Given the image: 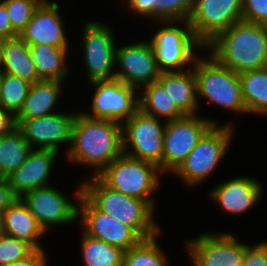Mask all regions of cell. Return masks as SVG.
<instances>
[{
	"instance_id": "16",
	"label": "cell",
	"mask_w": 267,
	"mask_h": 266,
	"mask_svg": "<svg viewBox=\"0 0 267 266\" xmlns=\"http://www.w3.org/2000/svg\"><path fill=\"white\" fill-rule=\"evenodd\" d=\"M117 63L122 69L115 71V78L136 89L157 81L161 74L149 41L119 47L115 53Z\"/></svg>"
},
{
	"instance_id": "8",
	"label": "cell",
	"mask_w": 267,
	"mask_h": 266,
	"mask_svg": "<svg viewBox=\"0 0 267 266\" xmlns=\"http://www.w3.org/2000/svg\"><path fill=\"white\" fill-rule=\"evenodd\" d=\"M167 122L140 109L123 124L124 154L156 165L162 173L163 139ZM132 150H128L129 147ZM128 150V151H127Z\"/></svg>"
},
{
	"instance_id": "28",
	"label": "cell",
	"mask_w": 267,
	"mask_h": 266,
	"mask_svg": "<svg viewBox=\"0 0 267 266\" xmlns=\"http://www.w3.org/2000/svg\"><path fill=\"white\" fill-rule=\"evenodd\" d=\"M32 149L17 127L0 137V177L6 178L17 170L27 160Z\"/></svg>"
},
{
	"instance_id": "35",
	"label": "cell",
	"mask_w": 267,
	"mask_h": 266,
	"mask_svg": "<svg viewBox=\"0 0 267 266\" xmlns=\"http://www.w3.org/2000/svg\"><path fill=\"white\" fill-rule=\"evenodd\" d=\"M243 20L267 25V0H243Z\"/></svg>"
},
{
	"instance_id": "4",
	"label": "cell",
	"mask_w": 267,
	"mask_h": 266,
	"mask_svg": "<svg viewBox=\"0 0 267 266\" xmlns=\"http://www.w3.org/2000/svg\"><path fill=\"white\" fill-rule=\"evenodd\" d=\"M197 95L234 112L247 113L239 74L223 66L212 55L196 58L193 66Z\"/></svg>"
},
{
	"instance_id": "31",
	"label": "cell",
	"mask_w": 267,
	"mask_h": 266,
	"mask_svg": "<svg viewBox=\"0 0 267 266\" xmlns=\"http://www.w3.org/2000/svg\"><path fill=\"white\" fill-rule=\"evenodd\" d=\"M30 85L27 80L3 73L0 105L16 116L23 107Z\"/></svg>"
},
{
	"instance_id": "3",
	"label": "cell",
	"mask_w": 267,
	"mask_h": 266,
	"mask_svg": "<svg viewBox=\"0 0 267 266\" xmlns=\"http://www.w3.org/2000/svg\"><path fill=\"white\" fill-rule=\"evenodd\" d=\"M83 184V193L103 212L131 227L142 239L161 232L154 222V209L145 201L125 196L106 186L97 176Z\"/></svg>"
},
{
	"instance_id": "9",
	"label": "cell",
	"mask_w": 267,
	"mask_h": 266,
	"mask_svg": "<svg viewBox=\"0 0 267 266\" xmlns=\"http://www.w3.org/2000/svg\"><path fill=\"white\" fill-rule=\"evenodd\" d=\"M214 125L218 124L197 117V114L167 121L163 139L162 173H173Z\"/></svg>"
},
{
	"instance_id": "18",
	"label": "cell",
	"mask_w": 267,
	"mask_h": 266,
	"mask_svg": "<svg viewBox=\"0 0 267 266\" xmlns=\"http://www.w3.org/2000/svg\"><path fill=\"white\" fill-rule=\"evenodd\" d=\"M56 2L43 0L33 13L32 19L19 33L28 45H50L68 48L63 22Z\"/></svg>"
},
{
	"instance_id": "15",
	"label": "cell",
	"mask_w": 267,
	"mask_h": 266,
	"mask_svg": "<svg viewBox=\"0 0 267 266\" xmlns=\"http://www.w3.org/2000/svg\"><path fill=\"white\" fill-rule=\"evenodd\" d=\"M76 114L52 113L34 119H15L17 128L35 149L59 152L61 144L72 142Z\"/></svg>"
},
{
	"instance_id": "38",
	"label": "cell",
	"mask_w": 267,
	"mask_h": 266,
	"mask_svg": "<svg viewBox=\"0 0 267 266\" xmlns=\"http://www.w3.org/2000/svg\"><path fill=\"white\" fill-rule=\"evenodd\" d=\"M19 34L12 28L11 20L9 18L5 4L0 2V37L4 39H11L17 37Z\"/></svg>"
},
{
	"instance_id": "42",
	"label": "cell",
	"mask_w": 267,
	"mask_h": 266,
	"mask_svg": "<svg viewBox=\"0 0 267 266\" xmlns=\"http://www.w3.org/2000/svg\"><path fill=\"white\" fill-rule=\"evenodd\" d=\"M4 44H5V39L0 37V66L2 61Z\"/></svg>"
},
{
	"instance_id": "2",
	"label": "cell",
	"mask_w": 267,
	"mask_h": 266,
	"mask_svg": "<svg viewBox=\"0 0 267 266\" xmlns=\"http://www.w3.org/2000/svg\"><path fill=\"white\" fill-rule=\"evenodd\" d=\"M205 48L211 49V55L223 66L238 74L264 68L267 66V25L236 22Z\"/></svg>"
},
{
	"instance_id": "6",
	"label": "cell",
	"mask_w": 267,
	"mask_h": 266,
	"mask_svg": "<svg viewBox=\"0 0 267 266\" xmlns=\"http://www.w3.org/2000/svg\"><path fill=\"white\" fill-rule=\"evenodd\" d=\"M231 123L214 125L192 149L187 158L173 172L187 185H197L210 176L226 155L233 134Z\"/></svg>"
},
{
	"instance_id": "24",
	"label": "cell",
	"mask_w": 267,
	"mask_h": 266,
	"mask_svg": "<svg viewBox=\"0 0 267 266\" xmlns=\"http://www.w3.org/2000/svg\"><path fill=\"white\" fill-rule=\"evenodd\" d=\"M0 69L31 84L41 80L36 73L29 45L19 36L5 39Z\"/></svg>"
},
{
	"instance_id": "21",
	"label": "cell",
	"mask_w": 267,
	"mask_h": 266,
	"mask_svg": "<svg viewBox=\"0 0 267 266\" xmlns=\"http://www.w3.org/2000/svg\"><path fill=\"white\" fill-rule=\"evenodd\" d=\"M3 232L29 243L34 249H42L39 238L46 231L20 198L2 213Z\"/></svg>"
},
{
	"instance_id": "22",
	"label": "cell",
	"mask_w": 267,
	"mask_h": 266,
	"mask_svg": "<svg viewBox=\"0 0 267 266\" xmlns=\"http://www.w3.org/2000/svg\"><path fill=\"white\" fill-rule=\"evenodd\" d=\"M158 81L184 115H196L198 107L194 70L161 72Z\"/></svg>"
},
{
	"instance_id": "14",
	"label": "cell",
	"mask_w": 267,
	"mask_h": 266,
	"mask_svg": "<svg viewBox=\"0 0 267 266\" xmlns=\"http://www.w3.org/2000/svg\"><path fill=\"white\" fill-rule=\"evenodd\" d=\"M236 240L230 233H206L187 240L193 266H242L248 245Z\"/></svg>"
},
{
	"instance_id": "20",
	"label": "cell",
	"mask_w": 267,
	"mask_h": 266,
	"mask_svg": "<svg viewBox=\"0 0 267 266\" xmlns=\"http://www.w3.org/2000/svg\"><path fill=\"white\" fill-rule=\"evenodd\" d=\"M261 190V184L254 178L238 177L217 186L211 196L228 214H241L255 206Z\"/></svg>"
},
{
	"instance_id": "43",
	"label": "cell",
	"mask_w": 267,
	"mask_h": 266,
	"mask_svg": "<svg viewBox=\"0 0 267 266\" xmlns=\"http://www.w3.org/2000/svg\"><path fill=\"white\" fill-rule=\"evenodd\" d=\"M4 234L2 225V216L0 215V237Z\"/></svg>"
},
{
	"instance_id": "30",
	"label": "cell",
	"mask_w": 267,
	"mask_h": 266,
	"mask_svg": "<svg viewBox=\"0 0 267 266\" xmlns=\"http://www.w3.org/2000/svg\"><path fill=\"white\" fill-rule=\"evenodd\" d=\"M158 236L142 239L137 245L124 251L121 266H167L165 253L157 244Z\"/></svg>"
},
{
	"instance_id": "19",
	"label": "cell",
	"mask_w": 267,
	"mask_h": 266,
	"mask_svg": "<svg viewBox=\"0 0 267 266\" xmlns=\"http://www.w3.org/2000/svg\"><path fill=\"white\" fill-rule=\"evenodd\" d=\"M57 154L53 150L33 148L27 160L6 177L17 198L34 189L49 186L48 180Z\"/></svg>"
},
{
	"instance_id": "44",
	"label": "cell",
	"mask_w": 267,
	"mask_h": 266,
	"mask_svg": "<svg viewBox=\"0 0 267 266\" xmlns=\"http://www.w3.org/2000/svg\"><path fill=\"white\" fill-rule=\"evenodd\" d=\"M3 72L0 69V93H1V81H2Z\"/></svg>"
},
{
	"instance_id": "41",
	"label": "cell",
	"mask_w": 267,
	"mask_h": 266,
	"mask_svg": "<svg viewBox=\"0 0 267 266\" xmlns=\"http://www.w3.org/2000/svg\"><path fill=\"white\" fill-rule=\"evenodd\" d=\"M16 127L15 116L0 105V137L7 135Z\"/></svg>"
},
{
	"instance_id": "37",
	"label": "cell",
	"mask_w": 267,
	"mask_h": 266,
	"mask_svg": "<svg viewBox=\"0 0 267 266\" xmlns=\"http://www.w3.org/2000/svg\"><path fill=\"white\" fill-rule=\"evenodd\" d=\"M128 5L135 13L158 20V0H130Z\"/></svg>"
},
{
	"instance_id": "13",
	"label": "cell",
	"mask_w": 267,
	"mask_h": 266,
	"mask_svg": "<svg viewBox=\"0 0 267 266\" xmlns=\"http://www.w3.org/2000/svg\"><path fill=\"white\" fill-rule=\"evenodd\" d=\"M83 48L89 83L96 80L115 79L114 35L107 25L88 22L83 28ZM113 71V72H112Z\"/></svg>"
},
{
	"instance_id": "39",
	"label": "cell",
	"mask_w": 267,
	"mask_h": 266,
	"mask_svg": "<svg viewBox=\"0 0 267 266\" xmlns=\"http://www.w3.org/2000/svg\"><path fill=\"white\" fill-rule=\"evenodd\" d=\"M7 178L0 177V215L16 200Z\"/></svg>"
},
{
	"instance_id": "25",
	"label": "cell",
	"mask_w": 267,
	"mask_h": 266,
	"mask_svg": "<svg viewBox=\"0 0 267 266\" xmlns=\"http://www.w3.org/2000/svg\"><path fill=\"white\" fill-rule=\"evenodd\" d=\"M38 77L41 80H57L63 82L69 72L66 65L67 48L50 45H29Z\"/></svg>"
},
{
	"instance_id": "32",
	"label": "cell",
	"mask_w": 267,
	"mask_h": 266,
	"mask_svg": "<svg viewBox=\"0 0 267 266\" xmlns=\"http://www.w3.org/2000/svg\"><path fill=\"white\" fill-rule=\"evenodd\" d=\"M43 0H3L12 28L19 34L32 19L33 13Z\"/></svg>"
},
{
	"instance_id": "26",
	"label": "cell",
	"mask_w": 267,
	"mask_h": 266,
	"mask_svg": "<svg viewBox=\"0 0 267 266\" xmlns=\"http://www.w3.org/2000/svg\"><path fill=\"white\" fill-rule=\"evenodd\" d=\"M247 113L267 114V66L239 74Z\"/></svg>"
},
{
	"instance_id": "11",
	"label": "cell",
	"mask_w": 267,
	"mask_h": 266,
	"mask_svg": "<svg viewBox=\"0 0 267 266\" xmlns=\"http://www.w3.org/2000/svg\"><path fill=\"white\" fill-rule=\"evenodd\" d=\"M80 202L78 215L81 213L84 233L107 244L126 251L137 245L142 238L129 226L101 211L84 193L83 185L75 195Z\"/></svg>"
},
{
	"instance_id": "1",
	"label": "cell",
	"mask_w": 267,
	"mask_h": 266,
	"mask_svg": "<svg viewBox=\"0 0 267 266\" xmlns=\"http://www.w3.org/2000/svg\"><path fill=\"white\" fill-rule=\"evenodd\" d=\"M121 123L76 114L68 160L93 166L98 176L114 159L123 154Z\"/></svg>"
},
{
	"instance_id": "23",
	"label": "cell",
	"mask_w": 267,
	"mask_h": 266,
	"mask_svg": "<svg viewBox=\"0 0 267 266\" xmlns=\"http://www.w3.org/2000/svg\"><path fill=\"white\" fill-rule=\"evenodd\" d=\"M61 85V81L45 79L31 84L15 119H34L54 113L52 110L59 99Z\"/></svg>"
},
{
	"instance_id": "5",
	"label": "cell",
	"mask_w": 267,
	"mask_h": 266,
	"mask_svg": "<svg viewBox=\"0 0 267 266\" xmlns=\"http://www.w3.org/2000/svg\"><path fill=\"white\" fill-rule=\"evenodd\" d=\"M159 174L161 171L153 163L123 153L97 177L111 189L128 197L145 200L155 209L150 195L159 186Z\"/></svg>"
},
{
	"instance_id": "10",
	"label": "cell",
	"mask_w": 267,
	"mask_h": 266,
	"mask_svg": "<svg viewBox=\"0 0 267 266\" xmlns=\"http://www.w3.org/2000/svg\"><path fill=\"white\" fill-rule=\"evenodd\" d=\"M243 20V0H196L189 18L196 39L206 47L220 33Z\"/></svg>"
},
{
	"instance_id": "34",
	"label": "cell",
	"mask_w": 267,
	"mask_h": 266,
	"mask_svg": "<svg viewBox=\"0 0 267 266\" xmlns=\"http://www.w3.org/2000/svg\"><path fill=\"white\" fill-rule=\"evenodd\" d=\"M34 250L26 241L3 234L0 237V266L22 260Z\"/></svg>"
},
{
	"instance_id": "29",
	"label": "cell",
	"mask_w": 267,
	"mask_h": 266,
	"mask_svg": "<svg viewBox=\"0 0 267 266\" xmlns=\"http://www.w3.org/2000/svg\"><path fill=\"white\" fill-rule=\"evenodd\" d=\"M81 250L85 266H121L124 250L83 233Z\"/></svg>"
},
{
	"instance_id": "7",
	"label": "cell",
	"mask_w": 267,
	"mask_h": 266,
	"mask_svg": "<svg viewBox=\"0 0 267 266\" xmlns=\"http://www.w3.org/2000/svg\"><path fill=\"white\" fill-rule=\"evenodd\" d=\"M175 23V21L165 22L168 26L160 28L152 37V41H149L161 72L185 70L184 67L187 64L193 65L197 58V54H194L195 47H204L196 39L189 20L182 21L184 29L175 26Z\"/></svg>"
},
{
	"instance_id": "33",
	"label": "cell",
	"mask_w": 267,
	"mask_h": 266,
	"mask_svg": "<svg viewBox=\"0 0 267 266\" xmlns=\"http://www.w3.org/2000/svg\"><path fill=\"white\" fill-rule=\"evenodd\" d=\"M196 0H158V20L180 23L189 20Z\"/></svg>"
},
{
	"instance_id": "17",
	"label": "cell",
	"mask_w": 267,
	"mask_h": 266,
	"mask_svg": "<svg viewBox=\"0 0 267 266\" xmlns=\"http://www.w3.org/2000/svg\"><path fill=\"white\" fill-rule=\"evenodd\" d=\"M20 199L45 231L51 225L70 224L79 217L78 207L50 185L26 192Z\"/></svg>"
},
{
	"instance_id": "40",
	"label": "cell",
	"mask_w": 267,
	"mask_h": 266,
	"mask_svg": "<svg viewBox=\"0 0 267 266\" xmlns=\"http://www.w3.org/2000/svg\"><path fill=\"white\" fill-rule=\"evenodd\" d=\"M46 257L43 249H35L26 258L10 263L6 266H46Z\"/></svg>"
},
{
	"instance_id": "12",
	"label": "cell",
	"mask_w": 267,
	"mask_h": 266,
	"mask_svg": "<svg viewBox=\"0 0 267 266\" xmlns=\"http://www.w3.org/2000/svg\"><path fill=\"white\" fill-rule=\"evenodd\" d=\"M90 83L95 91L92 99L93 113H86L87 117L123 124L139 110V97L135 98L136 88L116 78Z\"/></svg>"
},
{
	"instance_id": "36",
	"label": "cell",
	"mask_w": 267,
	"mask_h": 266,
	"mask_svg": "<svg viewBox=\"0 0 267 266\" xmlns=\"http://www.w3.org/2000/svg\"><path fill=\"white\" fill-rule=\"evenodd\" d=\"M242 266H267V241L248 245Z\"/></svg>"
},
{
	"instance_id": "27",
	"label": "cell",
	"mask_w": 267,
	"mask_h": 266,
	"mask_svg": "<svg viewBox=\"0 0 267 266\" xmlns=\"http://www.w3.org/2000/svg\"><path fill=\"white\" fill-rule=\"evenodd\" d=\"M143 87L145 90L139 98V109L145 114L156 118L163 117L166 122L185 116L158 80Z\"/></svg>"
}]
</instances>
